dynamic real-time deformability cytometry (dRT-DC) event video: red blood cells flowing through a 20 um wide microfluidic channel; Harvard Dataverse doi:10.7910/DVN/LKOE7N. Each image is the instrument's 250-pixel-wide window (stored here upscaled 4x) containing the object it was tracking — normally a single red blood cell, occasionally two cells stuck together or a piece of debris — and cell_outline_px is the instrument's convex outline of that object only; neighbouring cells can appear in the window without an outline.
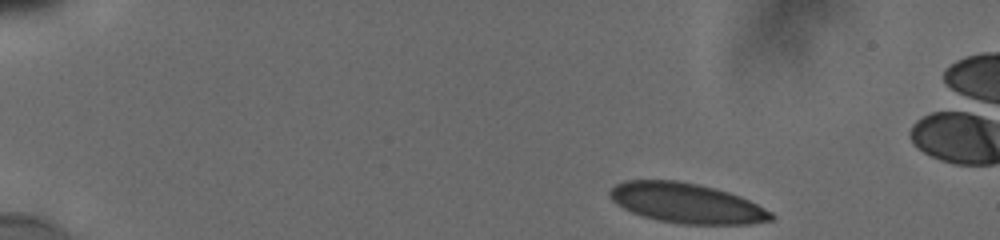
{"species": "human", "species_latin": "Homo sapiens", "temperature_condition": "cold", "stored_images_in_passage": 34, "camera_frame_rate_fps": 3000, "um_per_image_px": 0.085, "donor": {"sex": "male"}, "frame": {"image": 1, "passage_image": 1, "time_ms": 0.0, "image_size_px": [1000, 240], "cell_outline_px": [[776, 216], [772, 220], [752, 224], [680, 224], [660, 220], [644, 216], [632, 212], [616, 204], [608, 196], [608, 192], [616, 184], [624, 180], [676, 180], [696, 184], [728, 192], [740, 196], [772, 212]], "centroid_in_image_um": [58.35, 17.27], "position_along_channel_um": 26.6, "area_um2": 37.4}}
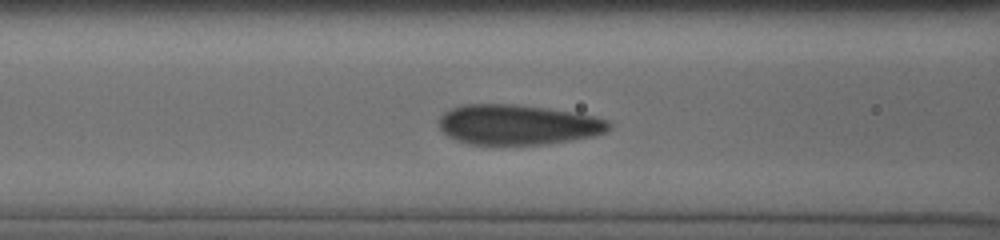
{"frame": {"image": 2, "passage_image": 20, "time_ms": 5.333, "image_size_px": [1000, 240], "cell_outline_px": [[612, 128], [604, 132], [592, 136], [548, 144], [468, 144], [456, 140], [448, 136], [440, 128], [440, 116], [444, 112], [460, 104], [512, 104], [576, 112], [596, 116], [608, 120], [612, 124]], "centroid_in_image_um": [44.03, 10.59], "position_along_channel_um": 122.6, "area_um2": 39.77}}
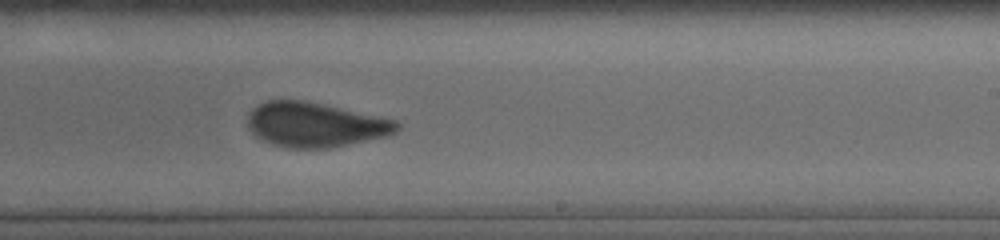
{"frame": {"image": 3, "passage_image": 33, "time_ms": 9.0, "image_size_px": [1000, 240], "cell_outline_px": [[400, 128], [396, 132], [388, 136], [332, 148], [288, 148], [272, 144], [260, 140], [248, 128], [248, 112], [256, 104], [268, 100], [304, 100], [324, 104], [396, 120], [400, 124]], "centroid_in_image_um": [26.78, 10.6], "position_along_channel_um": 262.2, "area_um2": 39.19}}